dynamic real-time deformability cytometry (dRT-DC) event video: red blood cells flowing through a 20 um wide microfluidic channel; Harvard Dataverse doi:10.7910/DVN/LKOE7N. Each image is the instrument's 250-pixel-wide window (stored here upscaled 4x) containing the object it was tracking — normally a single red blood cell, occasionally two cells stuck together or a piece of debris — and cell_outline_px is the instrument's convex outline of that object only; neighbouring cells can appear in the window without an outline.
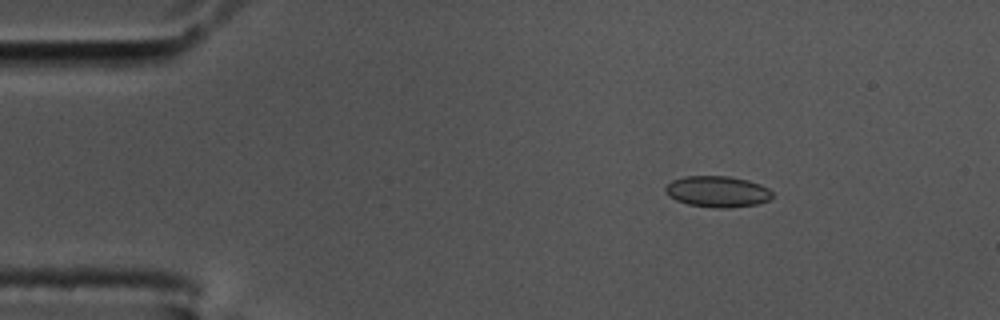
{"species": "common noctule bat (a hibernating species)", "species_latin": "Nyctalus noctula", "temperature_condition": "cold", "stored_images_in_passage": 48, "camera_frame_rate_fps": 3000, "um_per_image_px": 0.085, "animal": {"sex": "male", "body_mass_g": 17.5, "forearm_length_mm": 52.3}, "frame": {"image": 1, "passage_image": 1, "time_ms": 0.0, "image_size_px": [1000, 320], "cell_outline_px": [[772, 196], [768, 200], [756, 204], [728, 208], [716, 208], [688, 204], [676, 200], [668, 196], [664, 188], [672, 180], [684, 176], [728, 176], [748, 180], [760, 184], [768, 188], [772, 192]], "centroid_in_image_um": [60.97, 16.28], "position_along_channel_um": 24.0, "area_um2": 19.36}}
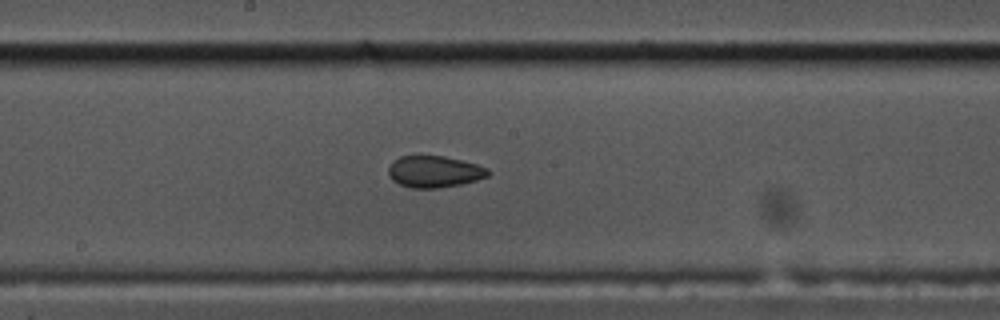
{"frame": {"image": 2, "passage_image": 22, "time_ms": 7.0, "image_size_px": [1000, 320], "cell_outline_px": [[492, 172], [488, 176], [476, 180], [460, 184], [436, 188], [412, 188], [400, 184], [392, 180], [388, 176], [388, 168], [400, 156], [420, 152], [444, 156], [476, 164], [488, 168]], "centroid_in_image_um": [36.89, 14.54], "position_along_channel_um": 211.3, "area_um2": 18.84}}
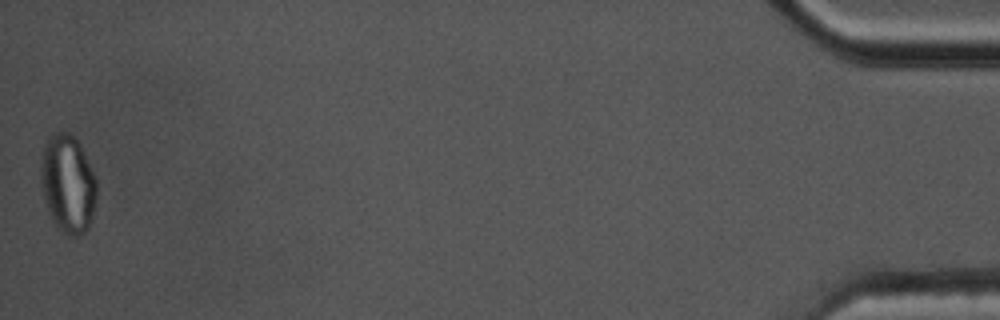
{"frame": {"image": 3, "passage_image": 48, "time_ms": 15.667, "image_size_px": [1000, 320], "cell_outline_px": [[96, 196], [92, 216], [88, 228], [80, 236], [68, 236], [52, 220], [44, 196], [40, 180], [40, 168], [44, 144], [48, 136], [56, 132], [68, 132], [76, 136], [96, 176]], "centroid_in_image_um": [5.77, 15.58], "position_along_channel_um": 429.4, "area_um2": 32.02}, "authors_computed_cell_mechanics": {"area_um2": 19.2763, "velocity_mm_per_s": 3.6272, "shape_relaxation_time_tau1_ms": null, "shape_relaxation_time_tau2_ms": 2.4456, "deformation_change_tau1": null, "deformation_change_tau2": 0.0589}}